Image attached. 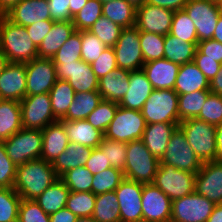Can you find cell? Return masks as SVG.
Wrapping results in <instances>:
<instances>
[{
    "mask_svg": "<svg viewBox=\"0 0 222 222\" xmlns=\"http://www.w3.org/2000/svg\"><path fill=\"white\" fill-rule=\"evenodd\" d=\"M58 179L52 163L39 158L17 166L13 188L22 199H36Z\"/></svg>",
    "mask_w": 222,
    "mask_h": 222,
    "instance_id": "cell-1",
    "label": "cell"
},
{
    "mask_svg": "<svg viewBox=\"0 0 222 222\" xmlns=\"http://www.w3.org/2000/svg\"><path fill=\"white\" fill-rule=\"evenodd\" d=\"M0 50L12 63H28L38 58V48L33 44L25 27L1 16Z\"/></svg>",
    "mask_w": 222,
    "mask_h": 222,
    "instance_id": "cell-2",
    "label": "cell"
},
{
    "mask_svg": "<svg viewBox=\"0 0 222 222\" xmlns=\"http://www.w3.org/2000/svg\"><path fill=\"white\" fill-rule=\"evenodd\" d=\"M126 153L124 178L142 184L152 183L160 160L149 152L141 139L126 143Z\"/></svg>",
    "mask_w": 222,
    "mask_h": 222,
    "instance_id": "cell-3",
    "label": "cell"
},
{
    "mask_svg": "<svg viewBox=\"0 0 222 222\" xmlns=\"http://www.w3.org/2000/svg\"><path fill=\"white\" fill-rule=\"evenodd\" d=\"M189 146L204 163L216 161V128L196 118L183 120L179 123Z\"/></svg>",
    "mask_w": 222,
    "mask_h": 222,
    "instance_id": "cell-4",
    "label": "cell"
},
{
    "mask_svg": "<svg viewBox=\"0 0 222 222\" xmlns=\"http://www.w3.org/2000/svg\"><path fill=\"white\" fill-rule=\"evenodd\" d=\"M178 94L174 89H154L144 103L141 113L146 124L180 123Z\"/></svg>",
    "mask_w": 222,
    "mask_h": 222,
    "instance_id": "cell-5",
    "label": "cell"
},
{
    "mask_svg": "<svg viewBox=\"0 0 222 222\" xmlns=\"http://www.w3.org/2000/svg\"><path fill=\"white\" fill-rule=\"evenodd\" d=\"M2 142L8 157L16 166L41 158L42 130L22 128Z\"/></svg>",
    "mask_w": 222,
    "mask_h": 222,
    "instance_id": "cell-6",
    "label": "cell"
},
{
    "mask_svg": "<svg viewBox=\"0 0 222 222\" xmlns=\"http://www.w3.org/2000/svg\"><path fill=\"white\" fill-rule=\"evenodd\" d=\"M146 125L141 111L119 106L113 120L104 133V137L123 143L140 140Z\"/></svg>",
    "mask_w": 222,
    "mask_h": 222,
    "instance_id": "cell-7",
    "label": "cell"
},
{
    "mask_svg": "<svg viewBox=\"0 0 222 222\" xmlns=\"http://www.w3.org/2000/svg\"><path fill=\"white\" fill-rule=\"evenodd\" d=\"M196 174L167 164H159L153 184L172 201L195 191Z\"/></svg>",
    "mask_w": 222,
    "mask_h": 222,
    "instance_id": "cell-8",
    "label": "cell"
},
{
    "mask_svg": "<svg viewBox=\"0 0 222 222\" xmlns=\"http://www.w3.org/2000/svg\"><path fill=\"white\" fill-rule=\"evenodd\" d=\"M20 110L24 129L42 130L58 121L52 112L49 93L25 96L20 101Z\"/></svg>",
    "mask_w": 222,
    "mask_h": 222,
    "instance_id": "cell-9",
    "label": "cell"
},
{
    "mask_svg": "<svg viewBox=\"0 0 222 222\" xmlns=\"http://www.w3.org/2000/svg\"><path fill=\"white\" fill-rule=\"evenodd\" d=\"M160 164H167L196 174L201 169L203 162L189 146L183 131L178 127L170 137Z\"/></svg>",
    "mask_w": 222,
    "mask_h": 222,
    "instance_id": "cell-10",
    "label": "cell"
},
{
    "mask_svg": "<svg viewBox=\"0 0 222 222\" xmlns=\"http://www.w3.org/2000/svg\"><path fill=\"white\" fill-rule=\"evenodd\" d=\"M215 204L196 191L172 201L170 222H206Z\"/></svg>",
    "mask_w": 222,
    "mask_h": 222,
    "instance_id": "cell-11",
    "label": "cell"
},
{
    "mask_svg": "<svg viewBox=\"0 0 222 222\" xmlns=\"http://www.w3.org/2000/svg\"><path fill=\"white\" fill-rule=\"evenodd\" d=\"M113 49L119 68L130 72L142 69L144 57L140 46V31L135 26L122 29Z\"/></svg>",
    "mask_w": 222,
    "mask_h": 222,
    "instance_id": "cell-12",
    "label": "cell"
},
{
    "mask_svg": "<svg viewBox=\"0 0 222 222\" xmlns=\"http://www.w3.org/2000/svg\"><path fill=\"white\" fill-rule=\"evenodd\" d=\"M196 27L198 42L212 39L220 11L214 0H188L183 9Z\"/></svg>",
    "mask_w": 222,
    "mask_h": 222,
    "instance_id": "cell-13",
    "label": "cell"
},
{
    "mask_svg": "<svg viewBox=\"0 0 222 222\" xmlns=\"http://www.w3.org/2000/svg\"><path fill=\"white\" fill-rule=\"evenodd\" d=\"M26 67V96L49 93L57 81L56 67L52 59L35 58Z\"/></svg>",
    "mask_w": 222,
    "mask_h": 222,
    "instance_id": "cell-14",
    "label": "cell"
},
{
    "mask_svg": "<svg viewBox=\"0 0 222 222\" xmlns=\"http://www.w3.org/2000/svg\"><path fill=\"white\" fill-rule=\"evenodd\" d=\"M57 79L67 80L76 92L98 91L99 79L91 64L83 60L69 63H54Z\"/></svg>",
    "mask_w": 222,
    "mask_h": 222,
    "instance_id": "cell-15",
    "label": "cell"
},
{
    "mask_svg": "<svg viewBox=\"0 0 222 222\" xmlns=\"http://www.w3.org/2000/svg\"><path fill=\"white\" fill-rule=\"evenodd\" d=\"M142 222H170L172 200L153 183L143 184Z\"/></svg>",
    "mask_w": 222,
    "mask_h": 222,
    "instance_id": "cell-16",
    "label": "cell"
},
{
    "mask_svg": "<svg viewBox=\"0 0 222 222\" xmlns=\"http://www.w3.org/2000/svg\"><path fill=\"white\" fill-rule=\"evenodd\" d=\"M143 184L124 178L115 190L120 209V222H142Z\"/></svg>",
    "mask_w": 222,
    "mask_h": 222,
    "instance_id": "cell-17",
    "label": "cell"
},
{
    "mask_svg": "<svg viewBox=\"0 0 222 222\" xmlns=\"http://www.w3.org/2000/svg\"><path fill=\"white\" fill-rule=\"evenodd\" d=\"M174 11L144 3L137 7L135 27L159 35L170 33Z\"/></svg>",
    "mask_w": 222,
    "mask_h": 222,
    "instance_id": "cell-18",
    "label": "cell"
},
{
    "mask_svg": "<svg viewBox=\"0 0 222 222\" xmlns=\"http://www.w3.org/2000/svg\"><path fill=\"white\" fill-rule=\"evenodd\" d=\"M195 191L215 205L222 203V162H204L196 173Z\"/></svg>",
    "mask_w": 222,
    "mask_h": 222,
    "instance_id": "cell-19",
    "label": "cell"
},
{
    "mask_svg": "<svg viewBox=\"0 0 222 222\" xmlns=\"http://www.w3.org/2000/svg\"><path fill=\"white\" fill-rule=\"evenodd\" d=\"M25 63L9 62L0 74V99L21 101L26 96Z\"/></svg>",
    "mask_w": 222,
    "mask_h": 222,
    "instance_id": "cell-20",
    "label": "cell"
},
{
    "mask_svg": "<svg viewBox=\"0 0 222 222\" xmlns=\"http://www.w3.org/2000/svg\"><path fill=\"white\" fill-rule=\"evenodd\" d=\"M5 16L13 23L23 27L42 20H51L47 0H21Z\"/></svg>",
    "mask_w": 222,
    "mask_h": 222,
    "instance_id": "cell-21",
    "label": "cell"
},
{
    "mask_svg": "<svg viewBox=\"0 0 222 222\" xmlns=\"http://www.w3.org/2000/svg\"><path fill=\"white\" fill-rule=\"evenodd\" d=\"M154 90L143 69L130 72L129 89L118 103L120 107L141 111L144 103Z\"/></svg>",
    "mask_w": 222,
    "mask_h": 222,
    "instance_id": "cell-22",
    "label": "cell"
},
{
    "mask_svg": "<svg viewBox=\"0 0 222 222\" xmlns=\"http://www.w3.org/2000/svg\"><path fill=\"white\" fill-rule=\"evenodd\" d=\"M179 68L166 58L146 62L142 67L154 89H174Z\"/></svg>",
    "mask_w": 222,
    "mask_h": 222,
    "instance_id": "cell-23",
    "label": "cell"
},
{
    "mask_svg": "<svg viewBox=\"0 0 222 222\" xmlns=\"http://www.w3.org/2000/svg\"><path fill=\"white\" fill-rule=\"evenodd\" d=\"M178 127L179 123L147 124L141 140L149 152L160 160L166 151L170 137Z\"/></svg>",
    "mask_w": 222,
    "mask_h": 222,
    "instance_id": "cell-24",
    "label": "cell"
},
{
    "mask_svg": "<svg viewBox=\"0 0 222 222\" xmlns=\"http://www.w3.org/2000/svg\"><path fill=\"white\" fill-rule=\"evenodd\" d=\"M43 145L41 159L53 163L67 149L69 139L61 121H56L42 129Z\"/></svg>",
    "mask_w": 222,
    "mask_h": 222,
    "instance_id": "cell-25",
    "label": "cell"
},
{
    "mask_svg": "<svg viewBox=\"0 0 222 222\" xmlns=\"http://www.w3.org/2000/svg\"><path fill=\"white\" fill-rule=\"evenodd\" d=\"M130 71L115 68L98 82V92L104 100L119 103L129 89Z\"/></svg>",
    "mask_w": 222,
    "mask_h": 222,
    "instance_id": "cell-26",
    "label": "cell"
},
{
    "mask_svg": "<svg viewBox=\"0 0 222 222\" xmlns=\"http://www.w3.org/2000/svg\"><path fill=\"white\" fill-rule=\"evenodd\" d=\"M174 91L178 95L195 91H210L209 80L199 70L194 62L180 65L174 85Z\"/></svg>",
    "mask_w": 222,
    "mask_h": 222,
    "instance_id": "cell-27",
    "label": "cell"
},
{
    "mask_svg": "<svg viewBox=\"0 0 222 222\" xmlns=\"http://www.w3.org/2000/svg\"><path fill=\"white\" fill-rule=\"evenodd\" d=\"M75 31L72 21L54 22L51 30L38 47V58L52 59Z\"/></svg>",
    "mask_w": 222,
    "mask_h": 222,
    "instance_id": "cell-28",
    "label": "cell"
},
{
    "mask_svg": "<svg viewBox=\"0 0 222 222\" xmlns=\"http://www.w3.org/2000/svg\"><path fill=\"white\" fill-rule=\"evenodd\" d=\"M66 130L69 142L79 143L90 148H97L104 138V133L94 128L86 120H60Z\"/></svg>",
    "mask_w": 222,
    "mask_h": 222,
    "instance_id": "cell-29",
    "label": "cell"
},
{
    "mask_svg": "<svg viewBox=\"0 0 222 222\" xmlns=\"http://www.w3.org/2000/svg\"><path fill=\"white\" fill-rule=\"evenodd\" d=\"M93 148L69 142L67 149L63 151L52 163L53 169L60 177L63 173L79 166H85L90 158Z\"/></svg>",
    "mask_w": 222,
    "mask_h": 222,
    "instance_id": "cell-30",
    "label": "cell"
},
{
    "mask_svg": "<svg viewBox=\"0 0 222 222\" xmlns=\"http://www.w3.org/2000/svg\"><path fill=\"white\" fill-rule=\"evenodd\" d=\"M20 102L0 99V141L22 129Z\"/></svg>",
    "mask_w": 222,
    "mask_h": 222,
    "instance_id": "cell-31",
    "label": "cell"
},
{
    "mask_svg": "<svg viewBox=\"0 0 222 222\" xmlns=\"http://www.w3.org/2000/svg\"><path fill=\"white\" fill-rule=\"evenodd\" d=\"M69 193L70 190L59 178L34 200L46 214L50 215L66 207Z\"/></svg>",
    "mask_w": 222,
    "mask_h": 222,
    "instance_id": "cell-32",
    "label": "cell"
},
{
    "mask_svg": "<svg viewBox=\"0 0 222 222\" xmlns=\"http://www.w3.org/2000/svg\"><path fill=\"white\" fill-rule=\"evenodd\" d=\"M197 44L183 41L168 33L164 35V58L179 65L193 62Z\"/></svg>",
    "mask_w": 222,
    "mask_h": 222,
    "instance_id": "cell-33",
    "label": "cell"
},
{
    "mask_svg": "<svg viewBox=\"0 0 222 222\" xmlns=\"http://www.w3.org/2000/svg\"><path fill=\"white\" fill-rule=\"evenodd\" d=\"M102 16L122 28L135 26L137 8L127 0H112L102 4Z\"/></svg>",
    "mask_w": 222,
    "mask_h": 222,
    "instance_id": "cell-34",
    "label": "cell"
},
{
    "mask_svg": "<svg viewBox=\"0 0 222 222\" xmlns=\"http://www.w3.org/2000/svg\"><path fill=\"white\" fill-rule=\"evenodd\" d=\"M98 91L76 92L68 112L62 120H85L102 101Z\"/></svg>",
    "mask_w": 222,
    "mask_h": 222,
    "instance_id": "cell-35",
    "label": "cell"
},
{
    "mask_svg": "<svg viewBox=\"0 0 222 222\" xmlns=\"http://www.w3.org/2000/svg\"><path fill=\"white\" fill-rule=\"evenodd\" d=\"M49 95L54 117L60 121L67 114L68 107L74 100L75 91L67 80L57 79Z\"/></svg>",
    "mask_w": 222,
    "mask_h": 222,
    "instance_id": "cell-36",
    "label": "cell"
},
{
    "mask_svg": "<svg viewBox=\"0 0 222 222\" xmlns=\"http://www.w3.org/2000/svg\"><path fill=\"white\" fill-rule=\"evenodd\" d=\"M92 217L97 222H120V209L115 191L96 196Z\"/></svg>",
    "mask_w": 222,
    "mask_h": 222,
    "instance_id": "cell-37",
    "label": "cell"
},
{
    "mask_svg": "<svg viewBox=\"0 0 222 222\" xmlns=\"http://www.w3.org/2000/svg\"><path fill=\"white\" fill-rule=\"evenodd\" d=\"M210 93V91H195L178 95L179 121L196 118Z\"/></svg>",
    "mask_w": 222,
    "mask_h": 222,
    "instance_id": "cell-38",
    "label": "cell"
},
{
    "mask_svg": "<svg viewBox=\"0 0 222 222\" xmlns=\"http://www.w3.org/2000/svg\"><path fill=\"white\" fill-rule=\"evenodd\" d=\"M71 192H91L93 175L85 166L70 169L59 177Z\"/></svg>",
    "mask_w": 222,
    "mask_h": 222,
    "instance_id": "cell-39",
    "label": "cell"
},
{
    "mask_svg": "<svg viewBox=\"0 0 222 222\" xmlns=\"http://www.w3.org/2000/svg\"><path fill=\"white\" fill-rule=\"evenodd\" d=\"M170 34L190 43H198L196 27L184 10L174 12Z\"/></svg>",
    "mask_w": 222,
    "mask_h": 222,
    "instance_id": "cell-40",
    "label": "cell"
},
{
    "mask_svg": "<svg viewBox=\"0 0 222 222\" xmlns=\"http://www.w3.org/2000/svg\"><path fill=\"white\" fill-rule=\"evenodd\" d=\"M96 196L91 192H71L68 195L66 208L77 217H92Z\"/></svg>",
    "mask_w": 222,
    "mask_h": 222,
    "instance_id": "cell-41",
    "label": "cell"
},
{
    "mask_svg": "<svg viewBox=\"0 0 222 222\" xmlns=\"http://www.w3.org/2000/svg\"><path fill=\"white\" fill-rule=\"evenodd\" d=\"M124 179L123 171L110 167L98 174L93 175L92 192L95 195L115 191Z\"/></svg>",
    "mask_w": 222,
    "mask_h": 222,
    "instance_id": "cell-42",
    "label": "cell"
},
{
    "mask_svg": "<svg viewBox=\"0 0 222 222\" xmlns=\"http://www.w3.org/2000/svg\"><path fill=\"white\" fill-rule=\"evenodd\" d=\"M119 105L116 102L104 100L85 119L94 128L105 133L108 125L113 120Z\"/></svg>",
    "mask_w": 222,
    "mask_h": 222,
    "instance_id": "cell-43",
    "label": "cell"
},
{
    "mask_svg": "<svg viewBox=\"0 0 222 222\" xmlns=\"http://www.w3.org/2000/svg\"><path fill=\"white\" fill-rule=\"evenodd\" d=\"M122 29L118 24L101 16L88 31L93 33L106 47H113L117 43Z\"/></svg>",
    "mask_w": 222,
    "mask_h": 222,
    "instance_id": "cell-44",
    "label": "cell"
},
{
    "mask_svg": "<svg viewBox=\"0 0 222 222\" xmlns=\"http://www.w3.org/2000/svg\"><path fill=\"white\" fill-rule=\"evenodd\" d=\"M140 46L144 63L164 58V36L140 31Z\"/></svg>",
    "mask_w": 222,
    "mask_h": 222,
    "instance_id": "cell-45",
    "label": "cell"
},
{
    "mask_svg": "<svg viewBox=\"0 0 222 222\" xmlns=\"http://www.w3.org/2000/svg\"><path fill=\"white\" fill-rule=\"evenodd\" d=\"M102 3L99 0H88L86 5L72 18L77 31L89 30L102 16Z\"/></svg>",
    "mask_w": 222,
    "mask_h": 222,
    "instance_id": "cell-46",
    "label": "cell"
},
{
    "mask_svg": "<svg viewBox=\"0 0 222 222\" xmlns=\"http://www.w3.org/2000/svg\"><path fill=\"white\" fill-rule=\"evenodd\" d=\"M98 148L106 155L107 162L111 164V167L122 171L125 169L127 158L126 143L104 137Z\"/></svg>",
    "mask_w": 222,
    "mask_h": 222,
    "instance_id": "cell-47",
    "label": "cell"
},
{
    "mask_svg": "<svg viewBox=\"0 0 222 222\" xmlns=\"http://www.w3.org/2000/svg\"><path fill=\"white\" fill-rule=\"evenodd\" d=\"M22 198L14 188H0V222L18 219V210Z\"/></svg>",
    "mask_w": 222,
    "mask_h": 222,
    "instance_id": "cell-48",
    "label": "cell"
},
{
    "mask_svg": "<svg viewBox=\"0 0 222 222\" xmlns=\"http://www.w3.org/2000/svg\"><path fill=\"white\" fill-rule=\"evenodd\" d=\"M81 31H75L53 56L54 63H69L81 60Z\"/></svg>",
    "mask_w": 222,
    "mask_h": 222,
    "instance_id": "cell-49",
    "label": "cell"
},
{
    "mask_svg": "<svg viewBox=\"0 0 222 222\" xmlns=\"http://www.w3.org/2000/svg\"><path fill=\"white\" fill-rule=\"evenodd\" d=\"M196 119L214 126L222 123V96L210 93Z\"/></svg>",
    "mask_w": 222,
    "mask_h": 222,
    "instance_id": "cell-50",
    "label": "cell"
},
{
    "mask_svg": "<svg viewBox=\"0 0 222 222\" xmlns=\"http://www.w3.org/2000/svg\"><path fill=\"white\" fill-rule=\"evenodd\" d=\"M81 60L91 64L107 48L93 33L88 30L81 31Z\"/></svg>",
    "mask_w": 222,
    "mask_h": 222,
    "instance_id": "cell-51",
    "label": "cell"
},
{
    "mask_svg": "<svg viewBox=\"0 0 222 222\" xmlns=\"http://www.w3.org/2000/svg\"><path fill=\"white\" fill-rule=\"evenodd\" d=\"M19 222H50L46 214L34 199H22L18 210Z\"/></svg>",
    "mask_w": 222,
    "mask_h": 222,
    "instance_id": "cell-52",
    "label": "cell"
},
{
    "mask_svg": "<svg viewBox=\"0 0 222 222\" xmlns=\"http://www.w3.org/2000/svg\"><path fill=\"white\" fill-rule=\"evenodd\" d=\"M17 166L8 157L2 141H0V188H13Z\"/></svg>",
    "mask_w": 222,
    "mask_h": 222,
    "instance_id": "cell-53",
    "label": "cell"
},
{
    "mask_svg": "<svg viewBox=\"0 0 222 222\" xmlns=\"http://www.w3.org/2000/svg\"><path fill=\"white\" fill-rule=\"evenodd\" d=\"M91 67L98 79L117 68L116 55L113 47H107L99 58L91 63Z\"/></svg>",
    "mask_w": 222,
    "mask_h": 222,
    "instance_id": "cell-54",
    "label": "cell"
},
{
    "mask_svg": "<svg viewBox=\"0 0 222 222\" xmlns=\"http://www.w3.org/2000/svg\"><path fill=\"white\" fill-rule=\"evenodd\" d=\"M194 58H211L222 64V43L214 39L198 42Z\"/></svg>",
    "mask_w": 222,
    "mask_h": 222,
    "instance_id": "cell-55",
    "label": "cell"
},
{
    "mask_svg": "<svg viewBox=\"0 0 222 222\" xmlns=\"http://www.w3.org/2000/svg\"><path fill=\"white\" fill-rule=\"evenodd\" d=\"M48 7L51 14V20L58 21H72L70 15L69 5L70 0H47Z\"/></svg>",
    "mask_w": 222,
    "mask_h": 222,
    "instance_id": "cell-56",
    "label": "cell"
},
{
    "mask_svg": "<svg viewBox=\"0 0 222 222\" xmlns=\"http://www.w3.org/2000/svg\"><path fill=\"white\" fill-rule=\"evenodd\" d=\"M54 21L52 20H42L31 24L26 28L29 37L31 38L33 44L38 48L41 44L42 40L46 37V35L51 30Z\"/></svg>",
    "mask_w": 222,
    "mask_h": 222,
    "instance_id": "cell-57",
    "label": "cell"
},
{
    "mask_svg": "<svg viewBox=\"0 0 222 222\" xmlns=\"http://www.w3.org/2000/svg\"><path fill=\"white\" fill-rule=\"evenodd\" d=\"M85 167L94 175L110 168L111 164L107 162L106 155L97 147L93 148Z\"/></svg>",
    "mask_w": 222,
    "mask_h": 222,
    "instance_id": "cell-58",
    "label": "cell"
},
{
    "mask_svg": "<svg viewBox=\"0 0 222 222\" xmlns=\"http://www.w3.org/2000/svg\"><path fill=\"white\" fill-rule=\"evenodd\" d=\"M193 62L199 68V70L205 75L209 82L219 72L221 63L211 58H194Z\"/></svg>",
    "mask_w": 222,
    "mask_h": 222,
    "instance_id": "cell-59",
    "label": "cell"
},
{
    "mask_svg": "<svg viewBox=\"0 0 222 222\" xmlns=\"http://www.w3.org/2000/svg\"><path fill=\"white\" fill-rule=\"evenodd\" d=\"M188 0H146L145 3L163 7L172 11L183 10Z\"/></svg>",
    "mask_w": 222,
    "mask_h": 222,
    "instance_id": "cell-60",
    "label": "cell"
},
{
    "mask_svg": "<svg viewBox=\"0 0 222 222\" xmlns=\"http://www.w3.org/2000/svg\"><path fill=\"white\" fill-rule=\"evenodd\" d=\"M49 216L50 222H76L78 218L66 207L61 208L59 211L52 213Z\"/></svg>",
    "mask_w": 222,
    "mask_h": 222,
    "instance_id": "cell-61",
    "label": "cell"
},
{
    "mask_svg": "<svg viewBox=\"0 0 222 222\" xmlns=\"http://www.w3.org/2000/svg\"><path fill=\"white\" fill-rule=\"evenodd\" d=\"M209 90L213 94L222 96V65L216 76L209 82Z\"/></svg>",
    "mask_w": 222,
    "mask_h": 222,
    "instance_id": "cell-62",
    "label": "cell"
},
{
    "mask_svg": "<svg viewBox=\"0 0 222 222\" xmlns=\"http://www.w3.org/2000/svg\"><path fill=\"white\" fill-rule=\"evenodd\" d=\"M216 128V161L222 162V123Z\"/></svg>",
    "mask_w": 222,
    "mask_h": 222,
    "instance_id": "cell-63",
    "label": "cell"
},
{
    "mask_svg": "<svg viewBox=\"0 0 222 222\" xmlns=\"http://www.w3.org/2000/svg\"><path fill=\"white\" fill-rule=\"evenodd\" d=\"M21 0H0V15L5 16L11 11Z\"/></svg>",
    "mask_w": 222,
    "mask_h": 222,
    "instance_id": "cell-64",
    "label": "cell"
},
{
    "mask_svg": "<svg viewBox=\"0 0 222 222\" xmlns=\"http://www.w3.org/2000/svg\"><path fill=\"white\" fill-rule=\"evenodd\" d=\"M88 0H70V15L75 16L85 5Z\"/></svg>",
    "mask_w": 222,
    "mask_h": 222,
    "instance_id": "cell-65",
    "label": "cell"
},
{
    "mask_svg": "<svg viewBox=\"0 0 222 222\" xmlns=\"http://www.w3.org/2000/svg\"><path fill=\"white\" fill-rule=\"evenodd\" d=\"M206 222H222V203L216 204Z\"/></svg>",
    "mask_w": 222,
    "mask_h": 222,
    "instance_id": "cell-66",
    "label": "cell"
},
{
    "mask_svg": "<svg viewBox=\"0 0 222 222\" xmlns=\"http://www.w3.org/2000/svg\"><path fill=\"white\" fill-rule=\"evenodd\" d=\"M212 39L217 40L218 42L222 43V14H220L219 16V20H218Z\"/></svg>",
    "mask_w": 222,
    "mask_h": 222,
    "instance_id": "cell-67",
    "label": "cell"
},
{
    "mask_svg": "<svg viewBox=\"0 0 222 222\" xmlns=\"http://www.w3.org/2000/svg\"><path fill=\"white\" fill-rule=\"evenodd\" d=\"M9 63L7 57L0 50V74L4 71L5 67Z\"/></svg>",
    "mask_w": 222,
    "mask_h": 222,
    "instance_id": "cell-68",
    "label": "cell"
},
{
    "mask_svg": "<svg viewBox=\"0 0 222 222\" xmlns=\"http://www.w3.org/2000/svg\"><path fill=\"white\" fill-rule=\"evenodd\" d=\"M76 222H97L93 217H78Z\"/></svg>",
    "mask_w": 222,
    "mask_h": 222,
    "instance_id": "cell-69",
    "label": "cell"
},
{
    "mask_svg": "<svg viewBox=\"0 0 222 222\" xmlns=\"http://www.w3.org/2000/svg\"><path fill=\"white\" fill-rule=\"evenodd\" d=\"M130 4L134 5L136 8L143 5L146 0H127Z\"/></svg>",
    "mask_w": 222,
    "mask_h": 222,
    "instance_id": "cell-70",
    "label": "cell"
},
{
    "mask_svg": "<svg viewBox=\"0 0 222 222\" xmlns=\"http://www.w3.org/2000/svg\"><path fill=\"white\" fill-rule=\"evenodd\" d=\"M216 3H217V6H218V10L222 14V0H217Z\"/></svg>",
    "mask_w": 222,
    "mask_h": 222,
    "instance_id": "cell-71",
    "label": "cell"
},
{
    "mask_svg": "<svg viewBox=\"0 0 222 222\" xmlns=\"http://www.w3.org/2000/svg\"><path fill=\"white\" fill-rule=\"evenodd\" d=\"M99 1L103 4V3H106V2H110L112 0H99Z\"/></svg>",
    "mask_w": 222,
    "mask_h": 222,
    "instance_id": "cell-72",
    "label": "cell"
},
{
    "mask_svg": "<svg viewBox=\"0 0 222 222\" xmlns=\"http://www.w3.org/2000/svg\"><path fill=\"white\" fill-rule=\"evenodd\" d=\"M10 222H19V220H18V219H16V220H13V221H10Z\"/></svg>",
    "mask_w": 222,
    "mask_h": 222,
    "instance_id": "cell-73",
    "label": "cell"
}]
</instances>
